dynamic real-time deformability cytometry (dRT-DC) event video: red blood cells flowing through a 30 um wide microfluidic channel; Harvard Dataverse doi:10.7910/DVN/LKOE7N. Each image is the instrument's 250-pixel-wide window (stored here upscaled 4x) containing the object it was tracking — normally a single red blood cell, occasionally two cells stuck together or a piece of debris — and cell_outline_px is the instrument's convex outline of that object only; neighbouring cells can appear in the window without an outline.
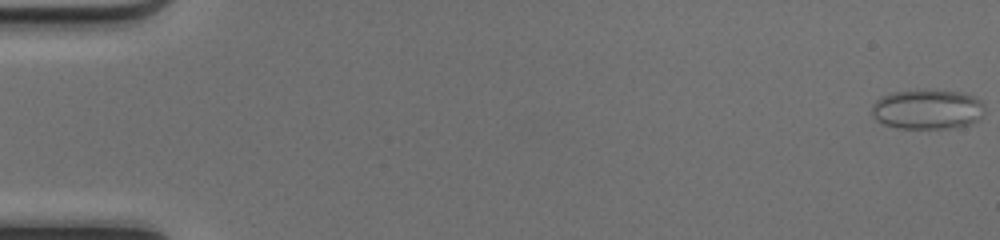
{"species": "common noctule bat (a hibernating species)", "species_latin": "Nyctalus noctula", "temperature_condition": "cold", "stored_images_in_passage": 51, "camera_frame_rate_fps": 3000, "um_per_image_px": 0.085, "animal": {"sex": "female", "body_mass_g": 17.0, "forearm_length_mm": 48.0}, "frame": {"image": 1, "passage_image": 1, "time_ms": 0.0, "image_size_px": [1000, 240], "cell_outline_px": [[984, 112], [976, 120], [968, 124], [936, 128], [900, 128], [884, 124], [872, 112], [872, 104], [880, 96], [892, 92], [956, 92], [972, 96], [980, 100], [984, 104]], "centroid_in_image_um": [78.81, 9.3], "position_along_channel_um": 6.2, "area_um2": 25.03}}
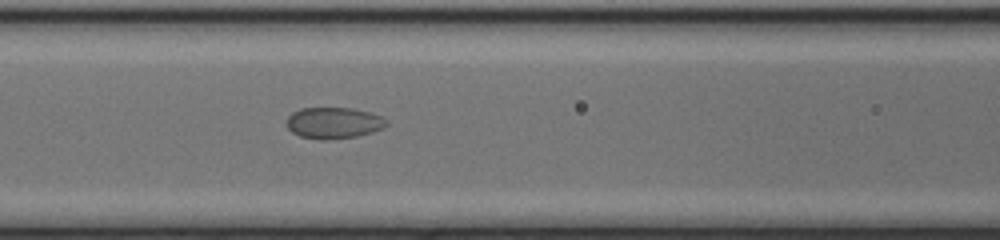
{"frame": {"image": 2, "passage_image": 23, "time_ms": 7.333, "image_size_px": [1000, 240], "cell_outline_px": [[388, 124], [372, 132], [356, 136], [328, 140], [320, 140], [300, 136], [292, 132], [288, 128], [288, 116], [292, 112], [300, 108], [352, 108], [368, 112], [380, 116], [388, 120]], "centroid_in_image_um": [28.34, 10.45], "position_along_channel_um": 138.3, "area_um2": 18.09}}
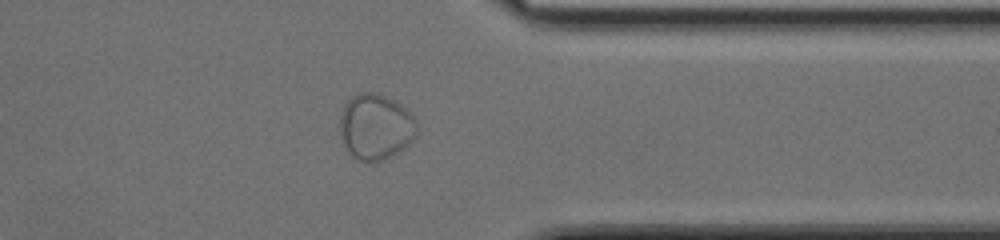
{"frame": {"image": 3, "passage_image": 41, "time_ms": 13.333, "image_size_px": [1000, 240], "cell_outline_px": [[416, 136], [404, 148], [380, 160], [360, 160], [352, 156], [348, 152], [344, 144], [340, 128], [340, 116], [344, 104], [356, 92], [376, 92], [392, 100], [404, 108], [412, 116], [416, 124]], "centroid_in_image_um": [31.89, 10.75], "position_along_channel_um": 379.5, "area_um2": 28.9}}